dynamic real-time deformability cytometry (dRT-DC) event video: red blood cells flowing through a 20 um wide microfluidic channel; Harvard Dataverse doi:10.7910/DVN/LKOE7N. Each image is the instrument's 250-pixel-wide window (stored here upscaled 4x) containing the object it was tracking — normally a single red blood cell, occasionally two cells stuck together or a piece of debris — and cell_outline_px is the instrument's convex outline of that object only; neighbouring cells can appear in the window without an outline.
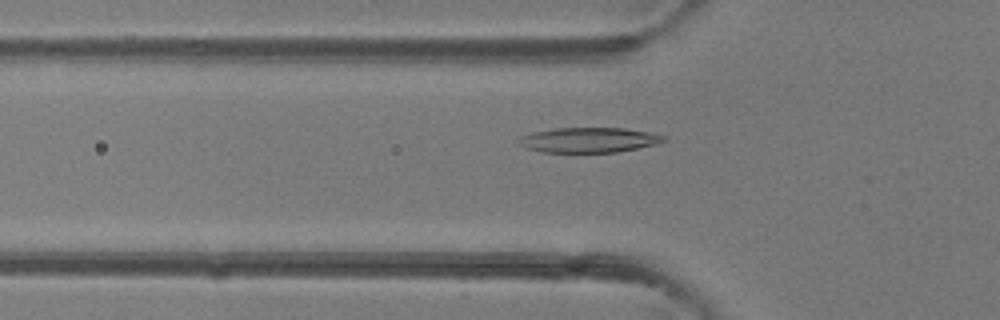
{"species": "common noctule bat (a hibernating species)", "species_latin": "Nyctalus noctula", "temperature_condition": "room temperature", "stored_images_in_passage": 39, "camera_frame_rate_fps": 3000, "um_per_image_px": 0.085, "animal": {"sex": "female"}, "frame": {"image": 1, "passage_image": 8, "time_ms": 2.333, "image_size_px": [1000, 320], "cell_outline_px": [[668, 140], [656, 144], [616, 152], [544, 152], [528, 148], [520, 144], [516, 140], [520, 136], [532, 132], [556, 128], [624, 128], [648, 132], [668, 136]], "centroid_in_image_um": [50.07, 11.89], "position_along_channel_um": 75.7, "area_um2": 21.1}}
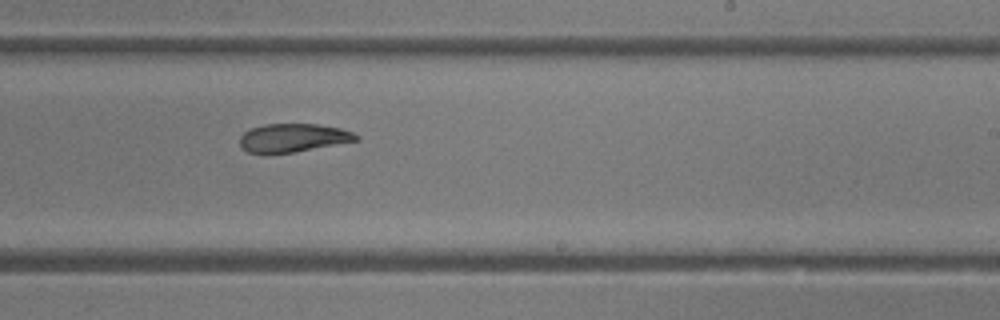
{"frame": {"image": 2, "passage_image": 21, "time_ms": 6.667, "image_size_px": [1000, 320], "cell_outline_px": [[360, 140], [296, 152], [248, 152], [240, 144], [240, 136], [244, 132], [252, 128], [264, 124], [316, 124], [340, 128], [352, 132], [360, 136]], "centroid_in_image_um": [24.97, 11.7], "position_along_channel_um": 264.0, "area_um2": 19.02}}
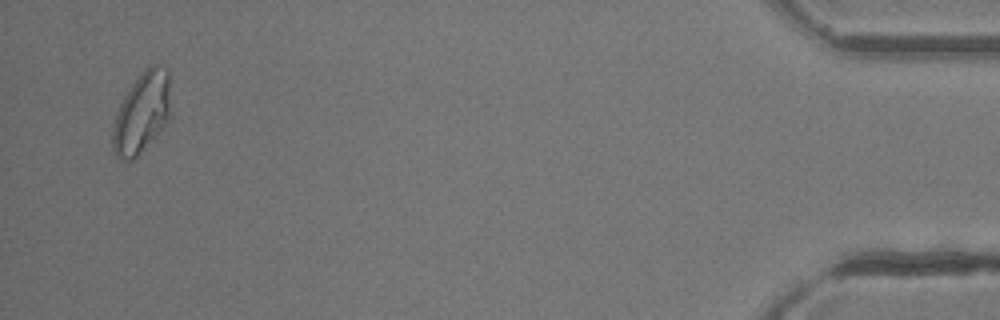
{"frame": {"image": 3, "passage_image": 38, "time_ms": 12.333, "image_size_px": [1000, 320], "cell_outline_px": [[168, 120], [160, 132], [128, 164], [112, 148], [112, 128], [120, 104], [124, 96], [132, 84], [144, 68], [148, 64], [156, 64], [168, 68]], "centroid_in_image_um": [12.04, 9.57], "position_along_channel_um": 423.2, "area_um2": 26.82}, "authors_computed_cell_mechanics": {"area_um2": 21.097, "velocity_mm_per_s": 4.3381, "shape_relaxation_time_tau1_ms": 5.9673, "shape_relaxation_time_tau2_ms": 10.0951, "deformation_change_tau1": 0.1863, "deformation_change_tau2": 0.2176}}